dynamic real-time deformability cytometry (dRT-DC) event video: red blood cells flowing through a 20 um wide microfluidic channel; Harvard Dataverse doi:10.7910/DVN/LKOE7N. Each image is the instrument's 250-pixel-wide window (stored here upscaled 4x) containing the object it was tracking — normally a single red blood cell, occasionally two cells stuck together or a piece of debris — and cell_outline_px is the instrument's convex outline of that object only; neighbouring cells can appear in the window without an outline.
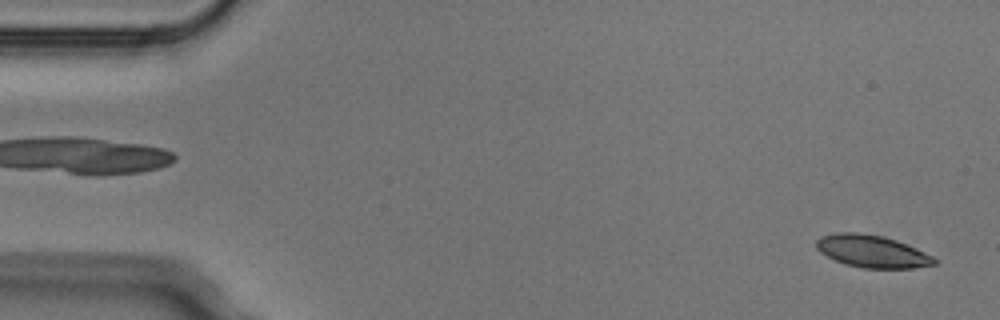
{"species": "Egyptian fruit bat (a non-hibernating species)", "species_latin": "Rousettus aegyptiacus", "temperature_condition": "cold", "stored_images_in_passage": 2, "segment_of_instrument_passage": [2, 2], "camera_frame_rate_fps": 3000, "um_per_image_px": 0.085, "animal": {"sex": "male"}, "frame": {"image": 1, "passage_image": 2, "time_ms": 0.333, "image_size_px": [1000, 320], "cell_outline_px": [[936, 264], [912, 268], [860, 268], [844, 264], [820, 252], [816, 248], [816, 240], [820, 236], [836, 232], [856, 232], [884, 236], [896, 240], [916, 248], [932, 256], [936, 260]], "centroid_in_image_um": [74.09, 21.35], "position_along_channel_um": 10.9, "area_um2": 22.25}}